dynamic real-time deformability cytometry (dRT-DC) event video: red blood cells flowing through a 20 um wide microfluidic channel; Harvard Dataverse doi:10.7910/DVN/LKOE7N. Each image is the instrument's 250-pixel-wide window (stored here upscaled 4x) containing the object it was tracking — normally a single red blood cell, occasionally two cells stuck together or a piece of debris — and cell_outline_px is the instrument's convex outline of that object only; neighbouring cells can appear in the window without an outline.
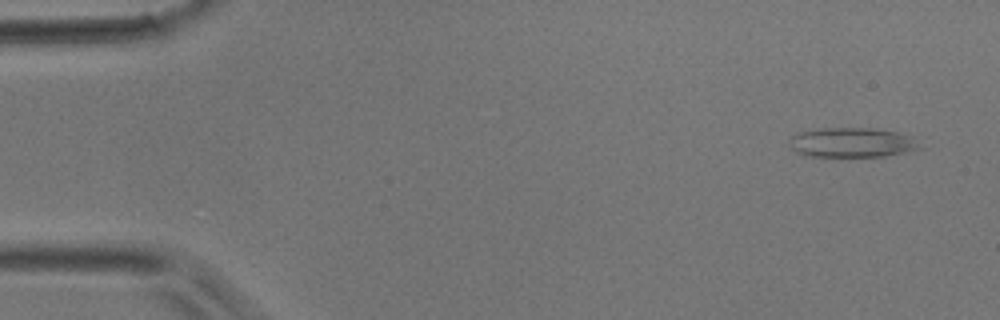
{"species": "common noctule bat (a hibernating species)", "species_latin": "Nyctalus noctula", "temperature_condition": "room temperature", "stored_images_in_passage": 4, "camera_frame_rate_fps": 3000, "um_per_image_px": 0.085, "animal": {"sex": "male", "body_mass_g": 17.9}, "frame": {"image": 1, "passage_image": 1, "time_ms": 0.0, "image_size_px": [1000, 320], "cell_outline_px": [[920, 148], [904, 152], [884, 156], [804, 156], [796, 152], [788, 144], [788, 140], [796, 132], [820, 128], [876, 128], [896, 132], [912, 136]], "centroid_in_image_um": [72.33, 12.1], "position_along_channel_um": 12.7, "area_um2": 22.54}}
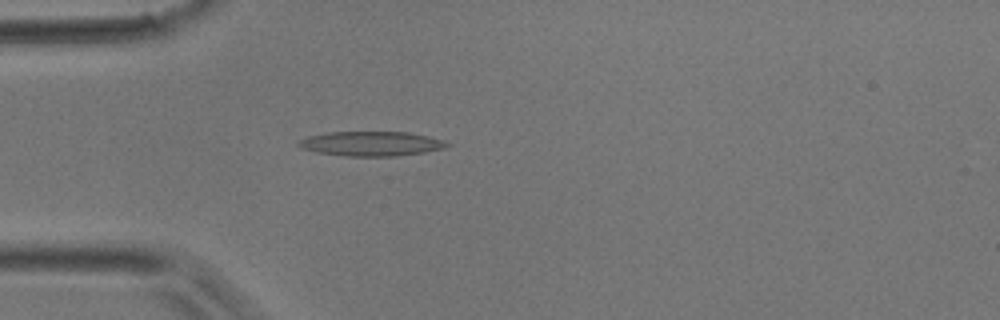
{"frame": {"image": 2, "passage_image": 4, "time_ms": 1.0, "image_size_px": [1000, 320], "cell_outline_px": [[452, 144], [444, 148], [424, 152], [396, 156], [344, 156], [316, 152], [304, 148], [296, 144], [300, 140], [308, 136], [328, 132], [408, 132], [428, 136], [444, 140]], "centroid_in_image_um": [31.58, 12.21], "position_along_channel_um": 53.4, "area_um2": 21.21}}